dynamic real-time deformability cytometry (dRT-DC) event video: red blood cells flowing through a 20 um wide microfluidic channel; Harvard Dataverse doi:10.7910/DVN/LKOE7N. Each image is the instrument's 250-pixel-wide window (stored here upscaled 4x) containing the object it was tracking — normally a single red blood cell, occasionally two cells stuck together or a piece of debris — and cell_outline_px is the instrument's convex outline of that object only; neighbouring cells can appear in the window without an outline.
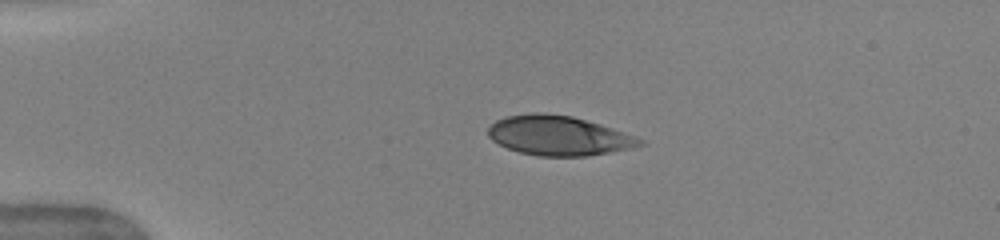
{"species": "human", "species_latin": "Homo sapiens", "temperature_condition": "warm", "stored_images_in_passage": 40, "camera_frame_rate_fps": 3000, "um_per_image_px": 0.085, "donor": {"sex": "female"}, "frame": {"image": 1, "passage_image": 1, "time_ms": 0.0, "image_size_px": [1000, 240], "cell_outline_px": [[644, 144], [632, 148], [588, 156], [540, 156], [520, 152], [508, 148], [492, 140], [488, 136], [488, 128], [496, 120], [508, 116], [532, 112], [544, 112], [572, 116], [600, 124], [612, 128], [644, 140]], "centroid_in_image_um": [47.47, 11.52], "position_along_channel_um": 37.5, "area_um2": 34.85}}
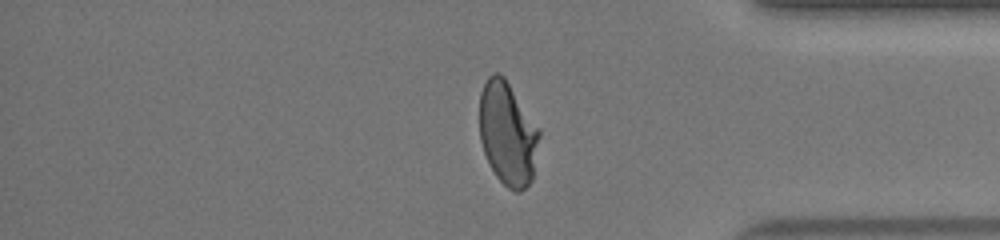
{"frame": {"image": 2, "passage_image": 32, "time_ms": 10.333, "image_size_px": [1000, 240], "cell_outline_px": [[540, 136], [532, 180], [520, 192], [516, 192], [508, 188], [496, 176], [484, 152], [480, 140], [480, 92], [488, 76], [492, 72], [500, 72], [504, 76], [540, 128]], "centroid_in_image_um": [43.16, 11.32], "position_along_channel_um": 392.0, "area_um2": 36.18}, "authors_computed_cell_mechanics": {"area_um2": 36.4718, "velocity_mm_per_s": 4.0078, "shape_relaxation_time_tau1_ms": 5.8806, "shape_relaxation_time_tau2_ms": null, "deformation_change_tau1": 0.2376, "deformation_change_tau2": null}}